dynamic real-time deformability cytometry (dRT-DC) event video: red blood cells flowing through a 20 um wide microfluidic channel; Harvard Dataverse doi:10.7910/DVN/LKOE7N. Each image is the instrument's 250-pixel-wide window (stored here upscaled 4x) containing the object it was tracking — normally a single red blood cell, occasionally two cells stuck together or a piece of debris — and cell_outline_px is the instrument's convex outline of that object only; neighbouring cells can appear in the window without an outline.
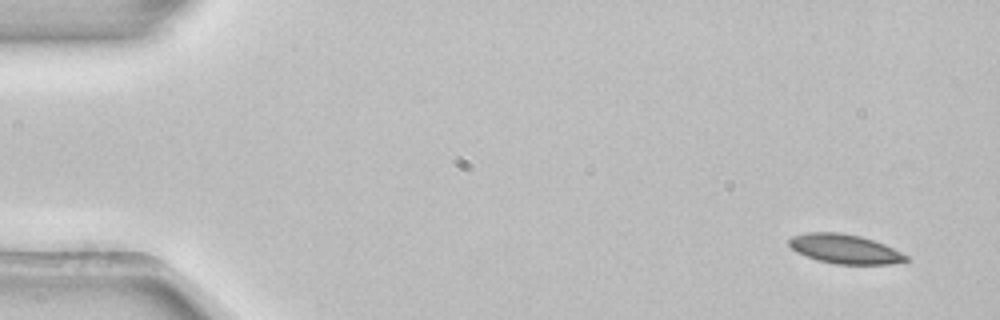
{"species": "common noctule bat (a hibernating species)", "species_latin": "Nyctalus noctula", "temperature_condition": "room temperature", "stored_images_in_passage": 4, "camera_frame_rate_fps": 3000, "um_per_image_px": 0.085, "animal": {"sex": "female", "body_mass_g": 22.7, "forearm_length_mm": 54.2}, "frame": {"image": 1, "passage_image": 1, "time_ms": 0.0, "image_size_px": [1000, 320], "cell_outline_px": [[908, 260], [892, 264], [836, 264], [816, 260], [796, 252], [788, 244], [788, 240], [792, 236], [808, 232], [836, 232], [860, 236], [884, 244], [908, 256]], "centroid_in_image_um": [71.77, 21.16], "position_along_channel_um": 13.2, "area_um2": 19.88}}
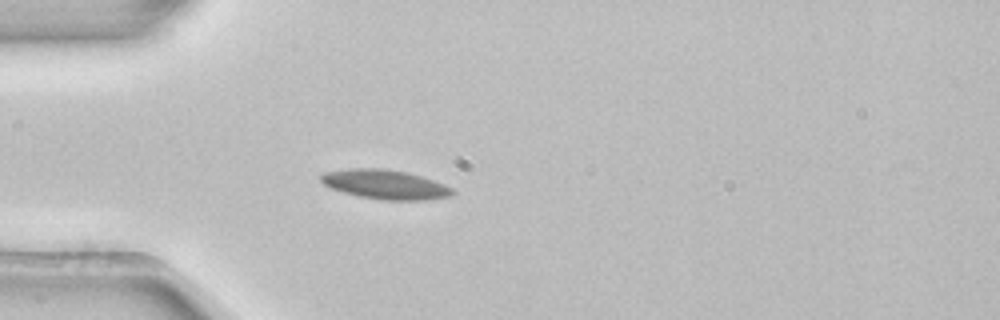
{"frame": {"image": 2, "passage_image": 4, "time_ms": 1.0, "image_size_px": [1000, 320], "cell_outline_px": [[456, 192], [452, 196], [424, 200], [380, 200], [360, 196], [344, 192], [332, 188], [324, 184], [320, 180], [320, 176], [324, 172], [348, 168], [384, 168], [408, 172], [444, 184], [452, 188]], "centroid_in_image_um": [32.75, 15.67], "position_along_channel_um": 52.3, "area_um2": 22.54}}